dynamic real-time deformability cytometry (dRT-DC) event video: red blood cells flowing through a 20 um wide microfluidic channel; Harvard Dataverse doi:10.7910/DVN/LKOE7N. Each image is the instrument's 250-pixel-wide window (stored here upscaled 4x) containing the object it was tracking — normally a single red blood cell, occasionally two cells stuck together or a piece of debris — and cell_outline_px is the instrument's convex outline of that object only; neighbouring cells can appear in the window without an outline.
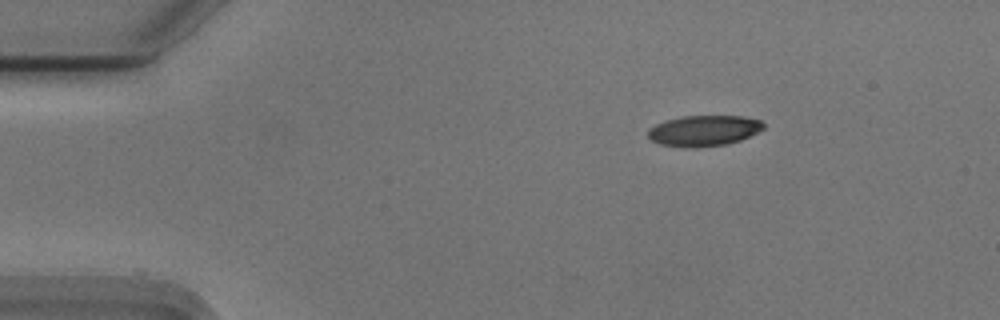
{"species": "Egyptian fruit bat (a non-hibernating species)", "species_latin": "Rousettus aegyptiacus", "temperature_condition": "cold", "stored_images_in_passage": 10, "camera_frame_rate_fps": 3000, "um_per_image_px": 0.085, "animal": {"sex": "male"}, "frame": {"image": 1, "passage_image": 1, "time_ms": 0.0, "image_size_px": [1000, 320], "cell_outline_px": [[764, 128], [740, 140], [728, 144], [696, 148], [684, 148], [660, 144], [652, 140], [648, 136], [648, 128], [656, 124], [668, 120], [684, 116], [744, 116], [760, 120], [764, 124]], "centroid_in_image_um": [59.81, 11.12], "position_along_channel_um": 25.2, "area_um2": 20.69}}
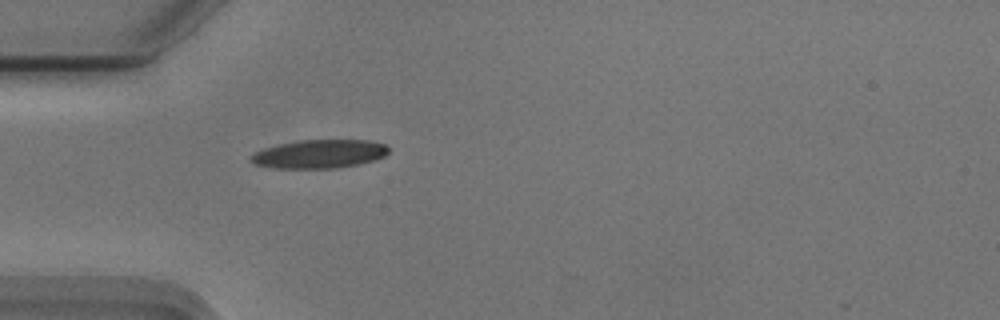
{"frame": {"image": 2, "passage_image": 9, "time_ms": 2.667, "image_size_px": [1000, 320], "cell_outline_px": [[388, 152], [384, 156], [376, 160], [360, 164], [336, 168], [276, 168], [256, 164], [248, 160], [248, 156], [264, 148], [280, 144], [300, 140], [368, 140], [384, 144], [388, 148]], "centroid_in_image_um": [27.15, 13.09], "position_along_channel_um": 57.9, "area_um2": 22.89}}